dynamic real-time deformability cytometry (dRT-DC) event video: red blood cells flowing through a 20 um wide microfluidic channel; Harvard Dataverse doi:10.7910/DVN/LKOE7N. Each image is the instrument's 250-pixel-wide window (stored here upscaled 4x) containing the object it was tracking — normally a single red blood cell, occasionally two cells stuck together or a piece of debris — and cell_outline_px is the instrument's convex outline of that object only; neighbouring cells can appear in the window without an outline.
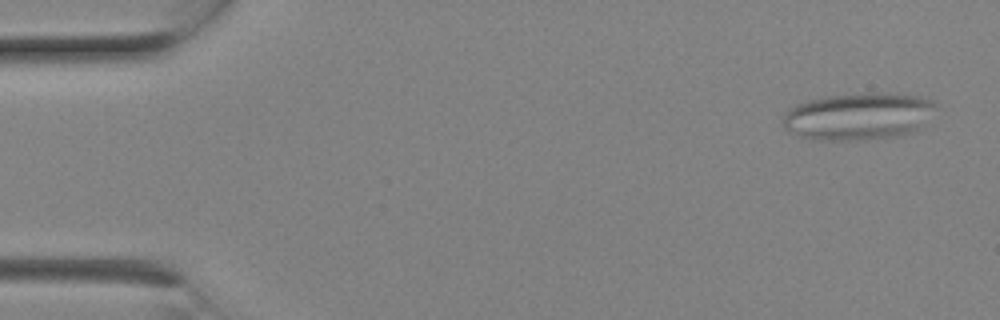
{"species": "Egyptian fruit bat (a non-hibernating species)", "species_latin": "Rousettus aegyptiacus", "temperature_condition": "room temperature", "stored_images_in_passage": 4, "camera_frame_rate_fps": 3000, "um_per_image_px": 0.085, "animal": {"sex": "female"}, "frame": {"image": 1, "passage_image": 1, "time_ms": 0.0, "image_size_px": [1000, 320], "cell_outline_px": [[940, 104], [912, 132], [900, 136], [860, 140], [828, 140], [796, 136], [788, 132], [784, 128], [780, 120], [784, 112], [788, 108], [796, 104], [808, 100], [824, 96], [864, 92], [876, 92], [920, 96], [932, 100]], "centroid_in_image_um": [72.89, 9.87], "position_along_channel_um": 12.1, "area_um2": 42.48}}